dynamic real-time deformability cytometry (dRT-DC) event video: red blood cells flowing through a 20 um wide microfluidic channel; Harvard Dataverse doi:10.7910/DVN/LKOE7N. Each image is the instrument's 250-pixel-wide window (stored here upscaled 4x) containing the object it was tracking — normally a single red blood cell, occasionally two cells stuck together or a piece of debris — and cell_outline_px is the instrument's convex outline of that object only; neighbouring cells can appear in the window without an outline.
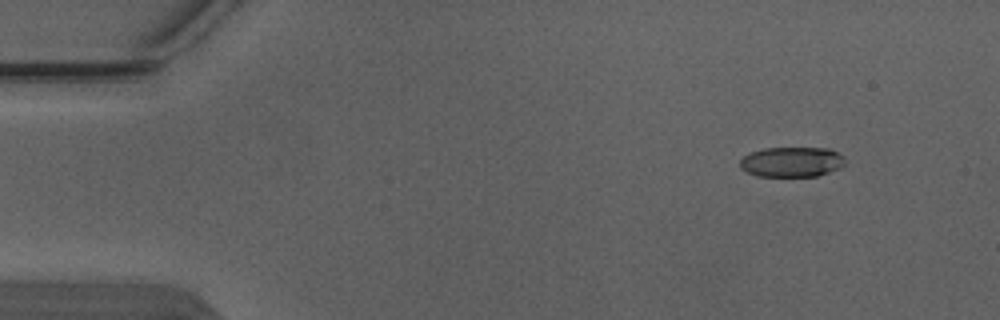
{"species": "Egyptian fruit bat (a non-hibernating species)", "species_latin": "Rousettus aegyptiacus", "temperature_condition": "warm", "stored_images_in_passage": 5, "camera_frame_rate_fps": 3000, "um_per_image_px": 0.085, "animal": {"sex": "male"}, "frame": {"image": 1, "passage_image": 2, "time_ms": 0.333, "image_size_px": [1000, 320], "cell_outline_px": [[844, 164], [840, 168], [816, 176], [756, 176], [740, 168], [740, 160], [744, 156], [752, 152], [764, 148], [832, 148], [844, 156]], "centroid_in_image_um": [67.31, 13.76], "position_along_channel_um": 17.7, "area_um2": 18.44}}
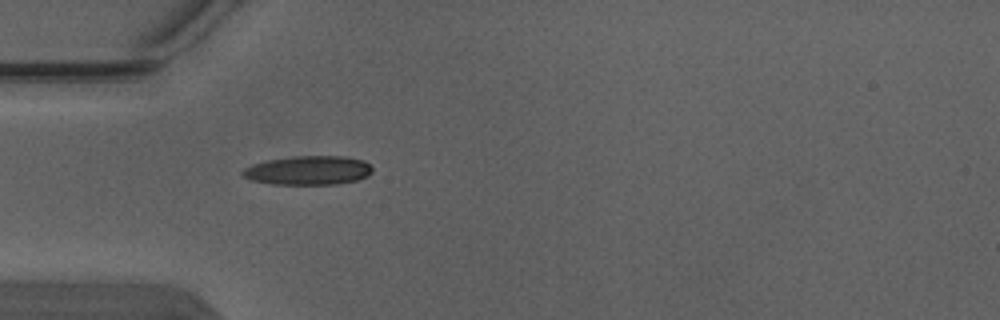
{"frame": {"image": 2, "passage_image": 5, "time_ms": 1.333, "image_size_px": [1000, 320], "cell_outline_px": [[372, 172], [368, 176], [356, 180], [336, 184], [272, 184], [252, 180], [240, 176], [240, 172], [244, 168], [252, 164], [268, 160], [296, 156], [344, 156], [364, 160], [372, 168]], "centroid_in_image_um": [26.18, 14.48], "position_along_channel_um": 58.8, "area_um2": 21.96}}